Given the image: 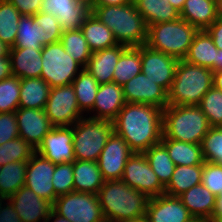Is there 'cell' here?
Segmentation results:
<instances>
[{
    "label": "cell",
    "instance_id": "cell-41",
    "mask_svg": "<svg viewBox=\"0 0 222 222\" xmlns=\"http://www.w3.org/2000/svg\"><path fill=\"white\" fill-rule=\"evenodd\" d=\"M198 106L205 114L210 127H222V90L212 86Z\"/></svg>",
    "mask_w": 222,
    "mask_h": 222
},
{
    "label": "cell",
    "instance_id": "cell-42",
    "mask_svg": "<svg viewBox=\"0 0 222 222\" xmlns=\"http://www.w3.org/2000/svg\"><path fill=\"white\" fill-rule=\"evenodd\" d=\"M20 80L12 75L0 81V113L15 112L19 108Z\"/></svg>",
    "mask_w": 222,
    "mask_h": 222
},
{
    "label": "cell",
    "instance_id": "cell-21",
    "mask_svg": "<svg viewBox=\"0 0 222 222\" xmlns=\"http://www.w3.org/2000/svg\"><path fill=\"white\" fill-rule=\"evenodd\" d=\"M125 103L122 86L115 82L101 84L97 91L93 109L86 117L113 121Z\"/></svg>",
    "mask_w": 222,
    "mask_h": 222
},
{
    "label": "cell",
    "instance_id": "cell-59",
    "mask_svg": "<svg viewBox=\"0 0 222 222\" xmlns=\"http://www.w3.org/2000/svg\"><path fill=\"white\" fill-rule=\"evenodd\" d=\"M209 222H222V216H213Z\"/></svg>",
    "mask_w": 222,
    "mask_h": 222
},
{
    "label": "cell",
    "instance_id": "cell-38",
    "mask_svg": "<svg viewBox=\"0 0 222 222\" xmlns=\"http://www.w3.org/2000/svg\"><path fill=\"white\" fill-rule=\"evenodd\" d=\"M60 42L65 51L83 68L87 66L92 51L89 48L81 29L62 32Z\"/></svg>",
    "mask_w": 222,
    "mask_h": 222
},
{
    "label": "cell",
    "instance_id": "cell-36",
    "mask_svg": "<svg viewBox=\"0 0 222 222\" xmlns=\"http://www.w3.org/2000/svg\"><path fill=\"white\" fill-rule=\"evenodd\" d=\"M154 173L158 176L161 184L166 187L175 170L166 147L160 142L143 152Z\"/></svg>",
    "mask_w": 222,
    "mask_h": 222
},
{
    "label": "cell",
    "instance_id": "cell-1",
    "mask_svg": "<svg viewBox=\"0 0 222 222\" xmlns=\"http://www.w3.org/2000/svg\"><path fill=\"white\" fill-rule=\"evenodd\" d=\"M113 131L136 153L161 142L163 109L150 104L125 103L113 120Z\"/></svg>",
    "mask_w": 222,
    "mask_h": 222
},
{
    "label": "cell",
    "instance_id": "cell-35",
    "mask_svg": "<svg viewBox=\"0 0 222 222\" xmlns=\"http://www.w3.org/2000/svg\"><path fill=\"white\" fill-rule=\"evenodd\" d=\"M141 46L128 47L115 66L113 82L123 86L127 81L141 72Z\"/></svg>",
    "mask_w": 222,
    "mask_h": 222
},
{
    "label": "cell",
    "instance_id": "cell-50",
    "mask_svg": "<svg viewBox=\"0 0 222 222\" xmlns=\"http://www.w3.org/2000/svg\"><path fill=\"white\" fill-rule=\"evenodd\" d=\"M206 31L212 37L217 49L222 50V16L219 15Z\"/></svg>",
    "mask_w": 222,
    "mask_h": 222
},
{
    "label": "cell",
    "instance_id": "cell-45",
    "mask_svg": "<svg viewBox=\"0 0 222 222\" xmlns=\"http://www.w3.org/2000/svg\"><path fill=\"white\" fill-rule=\"evenodd\" d=\"M33 18L42 26L43 46L60 41L62 30L59 20L54 15L40 11Z\"/></svg>",
    "mask_w": 222,
    "mask_h": 222
},
{
    "label": "cell",
    "instance_id": "cell-46",
    "mask_svg": "<svg viewBox=\"0 0 222 222\" xmlns=\"http://www.w3.org/2000/svg\"><path fill=\"white\" fill-rule=\"evenodd\" d=\"M201 183L217 197L222 192V165L205 161Z\"/></svg>",
    "mask_w": 222,
    "mask_h": 222
},
{
    "label": "cell",
    "instance_id": "cell-14",
    "mask_svg": "<svg viewBox=\"0 0 222 222\" xmlns=\"http://www.w3.org/2000/svg\"><path fill=\"white\" fill-rule=\"evenodd\" d=\"M41 12L54 15L62 32L80 29L91 13V0H42Z\"/></svg>",
    "mask_w": 222,
    "mask_h": 222
},
{
    "label": "cell",
    "instance_id": "cell-4",
    "mask_svg": "<svg viewBox=\"0 0 222 222\" xmlns=\"http://www.w3.org/2000/svg\"><path fill=\"white\" fill-rule=\"evenodd\" d=\"M212 86L213 71L211 69L179 60L174 80L168 91V105H199Z\"/></svg>",
    "mask_w": 222,
    "mask_h": 222
},
{
    "label": "cell",
    "instance_id": "cell-29",
    "mask_svg": "<svg viewBox=\"0 0 222 222\" xmlns=\"http://www.w3.org/2000/svg\"><path fill=\"white\" fill-rule=\"evenodd\" d=\"M50 89L40 77L21 79L19 108L45 109Z\"/></svg>",
    "mask_w": 222,
    "mask_h": 222
},
{
    "label": "cell",
    "instance_id": "cell-16",
    "mask_svg": "<svg viewBox=\"0 0 222 222\" xmlns=\"http://www.w3.org/2000/svg\"><path fill=\"white\" fill-rule=\"evenodd\" d=\"M36 152L54 164L74 162L72 126L53 127Z\"/></svg>",
    "mask_w": 222,
    "mask_h": 222
},
{
    "label": "cell",
    "instance_id": "cell-40",
    "mask_svg": "<svg viewBox=\"0 0 222 222\" xmlns=\"http://www.w3.org/2000/svg\"><path fill=\"white\" fill-rule=\"evenodd\" d=\"M35 152V148L28 142L16 137L0 145V166L12 162L28 161Z\"/></svg>",
    "mask_w": 222,
    "mask_h": 222
},
{
    "label": "cell",
    "instance_id": "cell-47",
    "mask_svg": "<svg viewBox=\"0 0 222 222\" xmlns=\"http://www.w3.org/2000/svg\"><path fill=\"white\" fill-rule=\"evenodd\" d=\"M19 137L15 112L0 113V145Z\"/></svg>",
    "mask_w": 222,
    "mask_h": 222
},
{
    "label": "cell",
    "instance_id": "cell-56",
    "mask_svg": "<svg viewBox=\"0 0 222 222\" xmlns=\"http://www.w3.org/2000/svg\"><path fill=\"white\" fill-rule=\"evenodd\" d=\"M213 216H222V192L217 196Z\"/></svg>",
    "mask_w": 222,
    "mask_h": 222
},
{
    "label": "cell",
    "instance_id": "cell-7",
    "mask_svg": "<svg viewBox=\"0 0 222 222\" xmlns=\"http://www.w3.org/2000/svg\"><path fill=\"white\" fill-rule=\"evenodd\" d=\"M75 160L97 162L109 136L113 121L83 117L72 125Z\"/></svg>",
    "mask_w": 222,
    "mask_h": 222
},
{
    "label": "cell",
    "instance_id": "cell-5",
    "mask_svg": "<svg viewBox=\"0 0 222 222\" xmlns=\"http://www.w3.org/2000/svg\"><path fill=\"white\" fill-rule=\"evenodd\" d=\"M210 125L198 105L173 106L163 109V137L201 144Z\"/></svg>",
    "mask_w": 222,
    "mask_h": 222
},
{
    "label": "cell",
    "instance_id": "cell-44",
    "mask_svg": "<svg viewBox=\"0 0 222 222\" xmlns=\"http://www.w3.org/2000/svg\"><path fill=\"white\" fill-rule=\"evenodd\" d=\"M52 184L54 186L55 199L58 196L74 192L73 162L55 165Z\"/></svg>",
    "mask_w": 222,
    "mask_h": 222
},
{
    "label": "cell",
    "instance_id": "cell-10",
    "mask_svg": "<svg viewBox=\"0 0 222 222\" xmlns=\"http://www.w3.org/2000/svg\"><path fill=\"white\" fill-rule=\"evenodd\" d=\"M45 113L54 127L72 126L79 119L85 117L79 109L72 84L50 89Z\"/></svg>",
    "mask_w": 222,
    "mask_h": 222
},
{
    "label": "cell",
    "instance_id": "cell-19",
    "mask_svg": "<svg viewBox=\"0 0 222 222\" xmlns=\"http://www.w3.org/2000/svg\"><path fill=\"white\" fill-rule=\"evenodd\" d=\"M145 218L149 222H193L195 220L179 197L166 194L149 199Z\"/></svg>",
    "mask_w": 222,
    "mask_h": 222
},
{
    "label": "cell",
    "instance_id": "cell-52",
    "mask_svg": "<svg viewBox=\"0 0 222 222\" xmlns=\"http://www.w3.org/2000/svg\"><path fill=\"white\" fill-rule=\"evenodd\" d=\"M132 2V0H91V6H116L124 5Z\"/></svg>",
    "mask_w": 222,
    "mask_h": 222
},
{
    "label": "cell",
    "instance_id": "cell-3",
    "mask_svg": "<svg viewBox=\"0 0 222 222\" xmlns=\"http://www.w3.org/2000/svg\"><path fill=\"white\" fill-rule=\"evenodd\" d=\"M91 12L112 31L119 45L139 47L146 43L148 26L133 1L116 6H91Z\"/></svg>",
    "mask_w": 222,
    "mask_h": 222
},
{
    "label": "cell",
    "instance_id": "cell-11",
    "mask_svg": "<svg viewBox=\"0 0 222 222\" xmlns=\"http://www.w3.org/2000/svg\"><path fill=\"white\" fill-rule=\"evenodd\" d=\"M121 180L149 198L164 194L165 187L149 165L144 153L134 152L126 162Z\"/></svg>",
    "mask_w": 222,
    "mask_h": 222
},
{
    "label": "cell",
    "instance_id": "cell-12",
    "mask_svg": "<svg viewBox=\"0 0 222 222\" xmlns=\"http://www.w3.org/2000/svg\"><path fill=\"white\" fill-rule=\"evenodd\" d=\"M133 153L127 142L113 131L97 160L104 181L121 180L126 162Z\"/></svg>",
    "mask_w": 222,
    "mask_h": 222
},
{
    "label": "cell",
    "instance_id": "cell-31",
    "mask_svg": "<svg viewBox=\"0 0 222 222\" xmlns=\"http://www.w3.org/2000/svg\"><path fill=\"white\" fill-rule=\"evenodd\" d=\"M161 143L166 147L175 166L203 165L205 162L201 144L181 142L168 138H162Z\"/></svg>",
    "mask_w": 222,
    "mask_h": 222
},
{
    "label": "cell",
    "instance_id": "cell-57",
    "mask_svg": "<svg viewBox=\"0 0 222 222\" xmlns=\"http://www.w3.org/2000/svg\"><path fill=\"white\" fill-rule=\"evenodd\" d=\"M168 1L171 6H173L176 10H178V12H181L186 0H168Z\"/></svg>",
    "mask_w": 222,
    "mask_h": 222
},
{
    "label": "cell",
    "instance_id": "cell-53",
    "mask_svg": "<svg viewBox=\"0 0 222 222\" xmlns=\"http://www.w3.org/2000/svg\"><path fill=\"white\" fill-rule=\"evenodd\" d=\"M45 222H70L68 219L57 214L53 209H51L49 216Z\"/></svg>",
    "mask_w": 222,
    "mask_h": 222
},
{
    "label": "cell",
    "instance_id": "cell-20",
    "mask_svg": "<svg viewBox=\"0 0 222 222\" xmlns=\"http://www.w3.org/2000/svg\"><path fill=\"white\" fill-rule=\"evenodd\" d=\"M8 200L12 203L22 222H45L52 204L41 198L27 186H22Z\"/></svg>",
    "mask_w": 222,
    "mask_h": 222
},
{
    "label": "cell",
    "instance_id": "cell-39",
    "mask_svg": "<svg viewBox=\"0 0 222 222\" xmlns=\"http://www.w3.org/2000/svg\"><path fill=\"white\" fill-rule=\"evenodd\" d=\"M21 16L8 0L0 1V40L10 48L14 46Z\"/></svg>",
    "mask_w": 222,
    "mask_h": 222
},
{
    "label": "cell",
    "instance_id": "cell-9",
    "mask_svg": "<svg viewBox=\"0 0 222 222\" xmlns=\"http://www.w3.org/2000/svg\"><path fill=\"white\" fill-rule=\"evenodd\" d=\"M52 209L70 222H106L96 194L71 192L58 196Z\"/></svg>",
    "mask_w": 222,
    "mask_h": 222
},
{
    "label": "cell",
    "instance_id": "cell-60",
    "mask_svg": "<svg viewBox=\"0 0 222 222\" xmlns=\"http://www.w3.org/2000/svg\"><path fill=\"white\" fill-rule=\"evenodd\" d=\"M218 4H219V15L222 16V0H217Z\"/></svg>",
    "mask_w": 222,
    "mask_h": 222
},
{
    "label": "cell",
    "instance_id": "cell-17",
    "mask_svg": "<svg viewBox=\"0 0 222 222\" xmlns=\"http://www.w3.org/2000/svg\"><path fill=\"white\" fill-rule=\"evenodd\" d=\"M122 87L127 103L150 104L162 109L168 106V93L142 72Z\"/></svg>",
    "mask_w": 222,
    "mask_h": 222
},
{
    "label": "cell",
    "instance_id": "cell-24",
    "mask_svg": "<svg viewBox=\"0 0 222 222\" xmlns=\"http://www.w3.org/2000/svg\"><path fill=\"white\" fill-rule=\"evenodd\" d=\"M11 71L20 79L38 78L42 72V49L10 48Z\"/></svg>",
    "mask_w": 222,
    "mask_h": 222
},
{
    "label": "cell",
    "instance_id": "cell-15",
    "mask_svg": "<svg viewBox=\"0 0 222 222\" xmlns=\"http://www.w3.org/2000/svg\"><path fill=\"white\" fill-rule=\"evenodd\" d=\"M55 165L50 160L35 152L27 161L25 186L51 204L55 201L52 177Z\"/></svg>",
    "mask_w": 222,
    "mask_h": 222
},
{
    "label": "cell",
    "instance_id": "cell-23",
    "mask_svg": "<svg viewBox=\"0 0 222 222\" xmlns=\"http://www.w3.org/2000/svg\"><path fill=\"white\" fill-rule=\"evenodd\" d=\"M179 198L195 219L207 222L212 219L217 197L202 183L193 186L181 194Z\"/></svg>",
    "mask_w": 222,
    "mask_h": 222
},
{
    "label": "cell",
    "instance_id": "cell-8",
    "mask_svg": "<svg viewBox=\"0 0 222 222\" xmlns=\"http://www.w3.org/2000/svg\"><path fill=\"white\" fill-rule=\"evenodd\" d=\"M42 78L50 87L71 85L83 67L64 49L62 43L42 47Z\"/></svg>",
    "mask_w": 222,
    "mask_h": 222
},
{
    "label": "cell",
    "instance_id": "cell-32",
    "mask_svg": "<svg viewBox=\"0 0 222 222\" xmlns=\"http://www.w3.org/2000/svg\"><path fill=\"white\" fill-rule=\"evenodd\" d=\"M202 170L203 165H177L168 185L165 187L164 194L179 197L193 186L201 184Z\"/></svg>",
    "mask_w": 222,
    "mask_h": 222
},
{
    "label": "cell",
    "instance_id": "cell-27",
    "mask_svg": "<svg viewBox=\"0 0 222 222\" xmlns=\"http://www.w3.org/2000/svg\"><path fill=\"white\" fill-rule=\"evenodd\" d=\"M217 51L218 49L208 32L206 30L198 31L183 60L211 69L216 64Z\"/></svg>",
    "mask_w": 222,
    "mask_h": 222
},
{
    "label": "cell",
    "instance_id": "cell-55",
    "mask_svg": "<svg viewBox=\"0 0 222 222\" xmlns=\"http://www.w3.org/2000/svg\"><path fill=\"white\" fill-rule=\"evenodd\" d=\"M213 72H218L222 70V50L218 49L217 57H216V64L211 68Z\"/></svg>",
    "mask_w": 222,
    "mask_h": 222
},
{
    "label": "cell",
    "instance_id": "cell-18",
    "mask_svg": "<svg viewBox=\"0 0 222 222\" xmlns=\"http://www.w3.org/2000/svg\"><path fill=\"white\" fill-rule=\"evenodd\" d=\"M19 137L28 142L35 150L47 133L54 127L45 109L18 108L15 111Z\"/></svg>",
    "mask_w": 222,
    "mask_h": 222
},
{
    "label": "cell",
    "instance_id": "cell-30",
    "mask_svg": "<svg viewBox=\"0 0 222 222\" xmlns=\"http://www.w3.org/2000/svg\"><path fill=\"white\" fill-rule=\"evenodd\" d=\"M133 2L147 26L180 18V12L171 6L168 0H134Z\"/></svg>",
    "mask_w": 222,
    "mask_h": 222
},
{
    "label": "cell",
    "instance_id": "cell-51",
    "mask_svg": "<svg viewBox=\"0 0 222 222\" xmlns=\"http://www.w3.org/2000/svg\"><path fill=\"white\" fill-rule=\"evenodd\" d=\"M12 76L10 56L0 57V81Z\"/></svg>",
    "mask_w": 222,
    "mask_h": 222
},
{
    "label": "cell",
    "instance_id": "cell-62",
    "mask_svg": "<svg viewBox=\"0 0 222 222\" xmlns=\"http://www.w3.org/2000/svg\"><path fill=\"white\" fill-rule=\"evenodd\" d=\"M193 222H207L205 220L195 219Z\"/></svg>",
    "mask_w": 222,
    "mask_h": 222
},
{
    "label": "cell",
    "instance_id": "cell-33",
    "mask_svg": "<svg viewBox=\"0 0 222 222\" xmlns=\"http://www.w3.org/2000/svg\"><path fill=\"white\" fill-rule=\"evenodd\" d=\"M80 111L86 116L94 106L99 84L86 68L72 82Z\"/></svg>",
    "mask_w": 222,
    "mask_h": 222
},
{
    "label": "cell",
    "instance_id": "cell-6",
    "mask_svg": "<svg viewBox=\"0 0 222 222\" xmlns=\"http://www.w3.org/2000/svg\"><path fill=\"white\" fill-rule=\"evenodd\" d=\"M198 30L182 18L148 26L145 45L183 60Z\"/></svg>",
    "mask_w": 222,
    "mask_h": 222
},
{
    "label": "cell",
    "instance_id": "cell-13",
    "mask_svg": "<svg viewBox=\"0 0 222 222\" xmlns=\"http://www.w3.org/2000/svg\"><path fill=\"white\" fill-rule=\"evenodd\" d=\"M178 59L141 45V72L160 85L167 93L175 77Z\"/></svg>",
    "mask_w": 222,
    "mask_h": 222
},
{
    "label": "cell",
    "instance_id": "cell-2",
    "mask_svg": "<svg viewBox=\"0 0 222 222\" xmlns=\"http://www.w3.org/2000/svg\"><path fill=\"white\" fill-rule=\"evenodd\" d=\"M98 197L106 222H132L145 218L150 199L122 180L105 181Z\"/></svg>",
    "mask_w": 222,
    "mask_h": 222
},
{
    "label": "cell",
    "instance_id": "cell-22",
    "mask_svg": "<svg viewBox=\"0 0 222 222\" xmlns=\"http://www.w3.org/2000/svg\"><path fill=\"white\" fill-rule=\"evenodd\" d=\"M128 47L115 45L96 52H92L86 70L95 78L99 85L113 82V73L120 55Z\"/></svg>",
    "mask_w": 222,
    "mask_h": 222
},
{
    "label": "cell",
    "instance_id": "cell-58",
    "mask_svg": "<svg viewBox=\"0 0 222 222\" xmlns=\"http://www.w3.org/2000/svg\"><path fill=\"white\" fill-rule=\"evenodd\" d=\"M10 47L0 40V57L9 56Z\"/></svg>",
    "mask_w": 222,
    "mask_h": 222
},
{
    "label": "cell",
    "instance_id": "cell-43",
    "mask_svg": "<svg viewBox=\"0 0 222 222\" xmlns=\"http://www.w3.org/2000/svg\"><path fill=\"white\" fill-rule=\"evenodd\" d=\"M204 161L222 165V127H210L201 142Z\"/></svg>",
    "mask_w": 222,
    "mask_h": 222
},
{
    "label": "cell",
    "instance_id": "cell-28",
    "mask_svg": "<svg viewBox=\"0 0 222 222\" xmlns=\"http://www.w3.org/2000/svg\"><path fill=\"white\" fill-rule=\"evenodd\" d=\"M80 29L92 52L118 45L112 31L92 12L84 20Z\"/></svg>",
    "mask_w": 222,
    "mask_h": 222
},
{
    "label": "cell",
    "instance_id": "cell-26",
    "mask_svg": "<svg viewBox=\"0 0 222 222\" xmlns=\"http://www.w3.org/2000/svg\"><path fill=\"white\" fill-rule=\"evenodd\" d=\"M74 191L98 195L104 184L97 162L75 160L73 162Z\"/></svg>",
    "mask_w": 222,
    "mask_h": 222
},
{
    "label": "cell",
    "instance_id": "cell-61",
    "mask_svg": "<svg viewBox=\"0 0 222 222\" xmlns=\"http://www.w3.org/2000/svg\"><path fill=\"white\" fill-rule=\"evenodd\" d=\"M132 222H149V221L146 218H142V219L135 220V221H132Z\"/></svg>",
    "mask_w": 222,
    "mask_h": 222
},
{
    "label": "cell",
    "instance_id": "cell-25",
    "mask_svg": "<svg viewBox=\"0 0 222 222\" xmlns=\"http://www.w3.org/2000/svg\"><path fill=\"white\" fill-rule=\"evenodd\" d=\"M219 16L217 0H186L180 18L198 31L206 30Z\"/></svg>",
    "mask_w": 222,
    "mask_h": 222
},
{
    "label": "cell",
    "instance_id": "cell-34",
    "mask_svg": "<svg viewBox=\"0 0 222 222\" xmlns=\"http://www.w3.org/2000/svg\"><path fill=\"white\" fill-rule=\"evenodd\" d=\"M27 161L8 163L0 168V199H8L25 184Z\"/></svg>",
    "mask_w": 222,
    "mask_h": 222
},
{
    "label": "cell",
    "instance_id": "cell-37",
    "mask_svg": "<svg viewBox=\"0 0 222 222\" xmlns=\"http://www.w3.org/2000/svg\"><path fill=\"white\" fill-rule=\"evenodd\" d=\"M33 48L42 49L43 32L33 16L22 15L20 17L17 29V35L12 48Z\"/></svg>",
    "mask_w": 222,
    "mask_h": 222
},
{
    "label": "cell",
    "instance_id": "cell-54",
    "mask_svg": "<svg viewBox=\"0 0 222 222\" xmlns=\"http://www.w3.org/2000/svg\"><path fill=\"white\" fill-rule=\"evenodd\" d=\"M213 86L217 89L222 90V70L213 72Z\"/></svg>",
    "mask_w": 222,
    "mask_h": 222
},
{
    "label": "cell",
    "instance_id": "cell-49",
    "mask_svg": "<svg viewBox=\"0 0 222 222\" xmlns=\"http://www.w3.org/2000/svg\"><path fill=\"white\" fill-rule=\"evenodd\" d=\"M0 222H22L8 199H0Z\"/></svg>",
    "mask_w": 222,
    "mask_h": 222
},
{
    "label": "cell",
    "instance_id": "cell-48",
    "mask_svg": "<svg viewBox=\"0 0 222 222\" xmlns=\"http://www.w3.org/2000/svg\"><path fill=\"white\" fill-rule=\"evenodd\" d=\"M21 15L34 16L40 12L42 0H8Z\"/></svg>",
    "mask_w": 222,
    "mask_h": 222
}]
</instances>
